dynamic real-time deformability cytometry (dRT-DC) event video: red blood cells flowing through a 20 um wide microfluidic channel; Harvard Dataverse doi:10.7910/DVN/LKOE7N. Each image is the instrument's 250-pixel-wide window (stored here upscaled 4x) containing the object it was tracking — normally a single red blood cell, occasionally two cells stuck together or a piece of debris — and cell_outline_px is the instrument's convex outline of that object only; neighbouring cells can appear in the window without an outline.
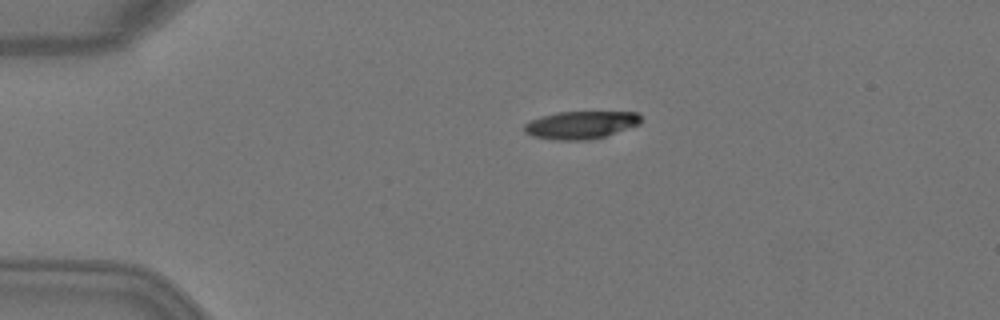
{"species": "Egyptian fruit bat (a non-hibernating species)", "species_latin": "Rousettus aegyptiacus", "temperature_condition": "warm", "stored_images_in_passage": 4, "camera_frame_rate_fps": 3000, "um_per_image_px": 0.085, "animal": {"sex": "female"}, "frame": {"image": 1, "passage_image": 3, "time_ms": 0.667, "image_size_px": [1000, 320], "cell_outline_px": [[640, 124], [604, 136], [588, 140], [552, 140], [532, 136], [524, 132], [524, 124], [540, 116], [556, 112], [636, 112], [640, 116]], "centroid_in_image_um": [49.32, 10.62], "position_along_channel_um": 35.7, "area_um2": 18.79}}